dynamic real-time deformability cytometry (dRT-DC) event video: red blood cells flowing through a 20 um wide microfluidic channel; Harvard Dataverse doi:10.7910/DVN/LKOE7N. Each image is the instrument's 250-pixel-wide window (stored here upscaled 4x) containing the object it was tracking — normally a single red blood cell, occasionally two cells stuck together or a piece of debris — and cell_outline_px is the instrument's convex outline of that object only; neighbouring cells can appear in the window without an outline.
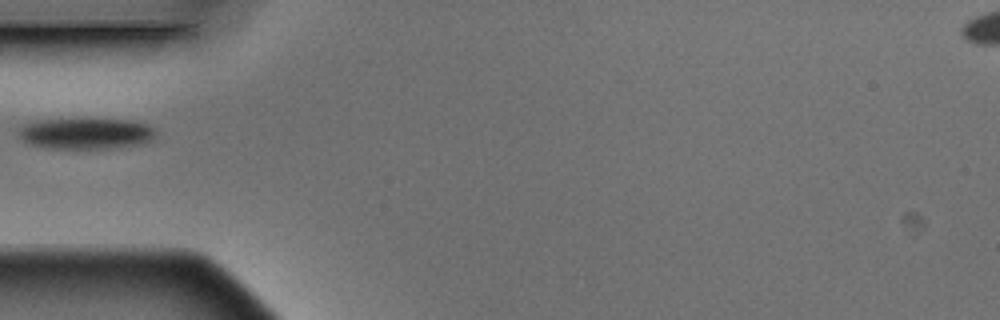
{"species": "Egyptian fruit bat (a non-hibernating species)", "species_latin": "Rousettus aegyptiacus", "temperature_condition": "warm", "stored_images_in_passage": 2, "camera_frame_rate_fps": 3000, "um_per_image_px": 0.085, "animal": {"sex": "male"}, "frame": {"image": 1, "passage_image": 1, "time_ms": 0.0, "image_size_px": [1000, 320], "cell_outline_px": [[156, 132], [148, 140], [136, 144], [108, 148], [52, 148], [32, 144], [24, 140], [16, 132], [20, 128], [28, 124], [40, 120], [132, 120], [148, 124]], "centroid_in_image_um": [7.29, 11.34], "position_along_channel_um": 77.7, "area_um2": 23.87}}
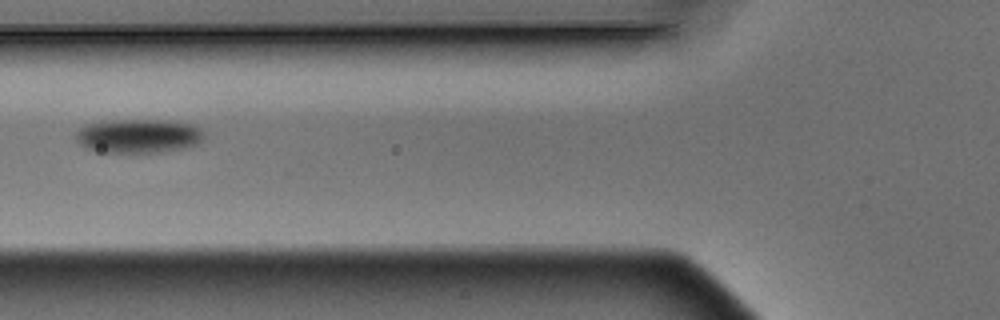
{"frame": {"image": 2, "passage_image": 2, "time_ms": 0.333, "image_size_px": [1000, 320], "cell_outline_px": [[204, 136], [200, 144], [184, 148], [160, 152], [96, 152], [84, 148], [76, 140], [76, 132], [84, 124], [104, 120], [168, 120], [192, 124], [200, 128], [204, 132]], "centroid_in_image_um": [11.75, 11.55], "position_along_channel_um": 114.0, "area_um2": 25.84}}